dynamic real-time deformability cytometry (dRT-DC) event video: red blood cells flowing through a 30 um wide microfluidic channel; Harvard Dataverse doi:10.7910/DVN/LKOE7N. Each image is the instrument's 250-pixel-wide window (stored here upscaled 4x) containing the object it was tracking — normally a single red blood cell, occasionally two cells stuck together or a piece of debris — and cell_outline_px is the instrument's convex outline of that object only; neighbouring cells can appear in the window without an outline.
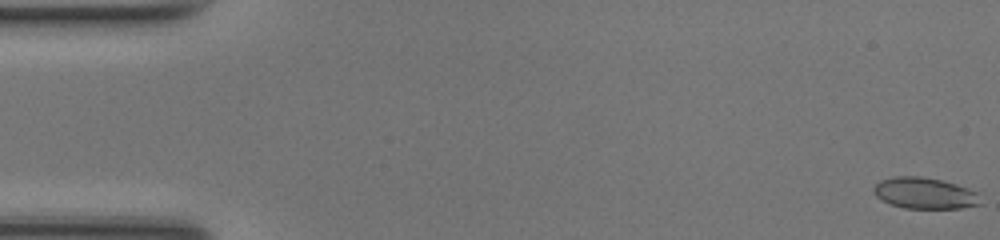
{"species": "common noctule bat (a hibernating species)", "species_latin": "Nyctalus noctula", "temperature_condition": "room temperature", "stored_images_in_passage": 49, "camera_frame_rate_fps": 3000, "um_per_image_px": 0.085, "animal": {"sex": "female", "body_mass_g": 17.0, "forearm_length_mm": 48.0}, "frame": {"image": 1, "passage_image": 1, "time_ms": 0.0, "image_size_px": [1000, 240], "cell_outline_px": [[984, 204], [960, 208], [904, 208], [888, 204], [880, 200], [872, 192], [872, 188], [880, 180], [896, 176], [920, 176], [940, 180], [956, 184], [976, 192]], "centroid_in_image_um": [78.56, 16.43], "position_along_channel_um": 6.4, "area_um2": 19.59}}
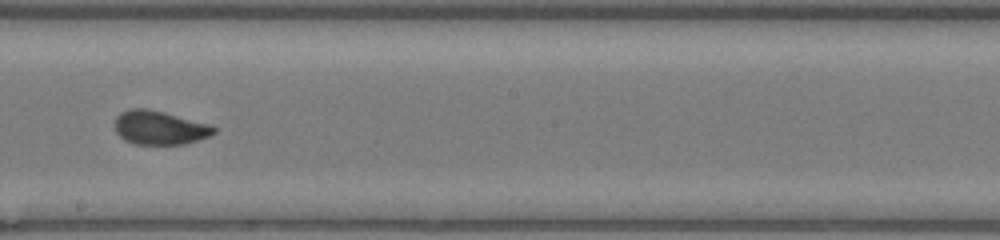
{"frame": {"image": 2, "passage_image": 28, "time_ms": 9.0, "image_size_px": [1000, 240], "cell_outline_px": [[216, 132], [208, 136], [184, 144], [136, 144], [124, 140], [116, 132], [116, 116], [120, 112], [128, 108], [148, 108], [212, 124], [216, 128]], "centroid_in_image_um": [13.57, 10.83], "position_along_channel_um": 234.6, "area_um2": 19.59}}
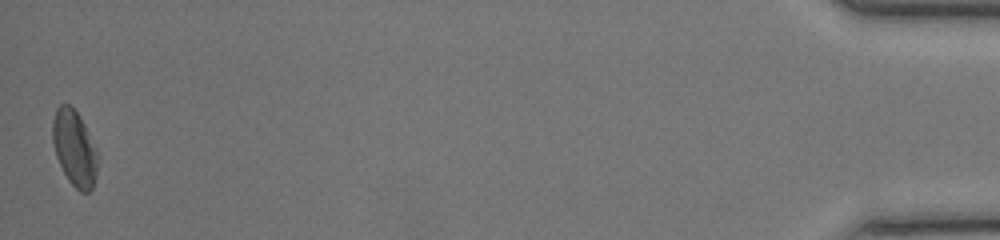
{"frame": {"image": 3, "passage_image": 49, "time_ms": 16.0, "image_size_px": [1000, 240], "cell_outline_px": [[96, 176], [92, 188], [88, 192], [80, 192], [68, 180], [56, 156], [52, 140], [52, 120], [56, 108], [60, 104], [68, 104], [80, 116], [84, 124], [96, 152]], "centroid_in_image_um": [6.29, 12.59], "position_along_channel_um": 428.9, "area_um2": 19.48}, "authors_computed_cell_mechanics": {"area_um2": 19.5364, "velocity_mm_per_s": 4.2488, "shape_relaxation_time_tau1_ms": 7.7185, "shape_relaxation_time_tau2_ms": 0.6884, "deformation_change_tau1": 0.1558, "deformation_change_tau2": 0.0426}}